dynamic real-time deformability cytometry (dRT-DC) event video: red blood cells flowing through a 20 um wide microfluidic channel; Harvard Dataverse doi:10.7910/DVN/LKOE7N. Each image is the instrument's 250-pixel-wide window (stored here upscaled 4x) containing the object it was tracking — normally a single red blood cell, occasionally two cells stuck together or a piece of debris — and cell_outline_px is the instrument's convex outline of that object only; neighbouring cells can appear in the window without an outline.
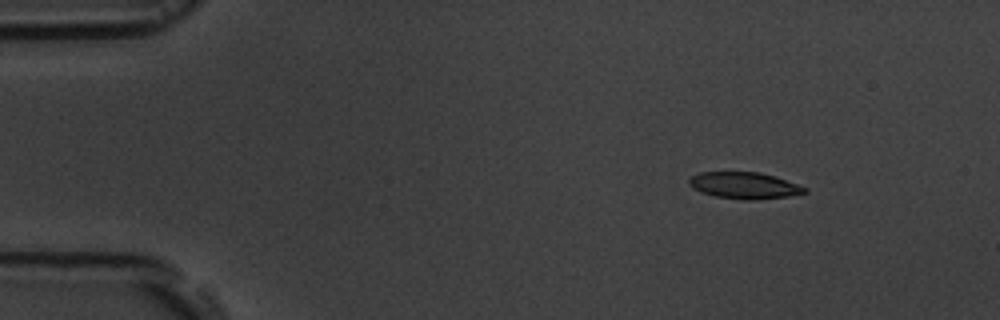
{"species": "common noctule bat (a hibernating species)", "species_latin": "Nyctalus noctula", "temperature_condition": "room temperature", "stored_images_in_passage": 4, "camera_frame_rate_fps": 3000, "um_per_image_px": 0.085, "animal": {"sex": "male", "body_mass_g": 19.5, "forearm_length_mm": 54.6}, "frame": {"image": 1, "passage_image": 2, "time_ms": 2.0, "image_size_px": [1000, 320], "cell_outline_px": [[808, 192], [788, 196], [752, 200], [744, 200], [716, 196], [700, 192], [692, 188], [688, 184], [688, 180], [692, 176], [700, 172], [760, 172], [776, 176], [808, 188]], "centroid_in_image_um": [63.27, 15.76], "position_along_channel_um": 21.7, "area_um2": 17.98}}